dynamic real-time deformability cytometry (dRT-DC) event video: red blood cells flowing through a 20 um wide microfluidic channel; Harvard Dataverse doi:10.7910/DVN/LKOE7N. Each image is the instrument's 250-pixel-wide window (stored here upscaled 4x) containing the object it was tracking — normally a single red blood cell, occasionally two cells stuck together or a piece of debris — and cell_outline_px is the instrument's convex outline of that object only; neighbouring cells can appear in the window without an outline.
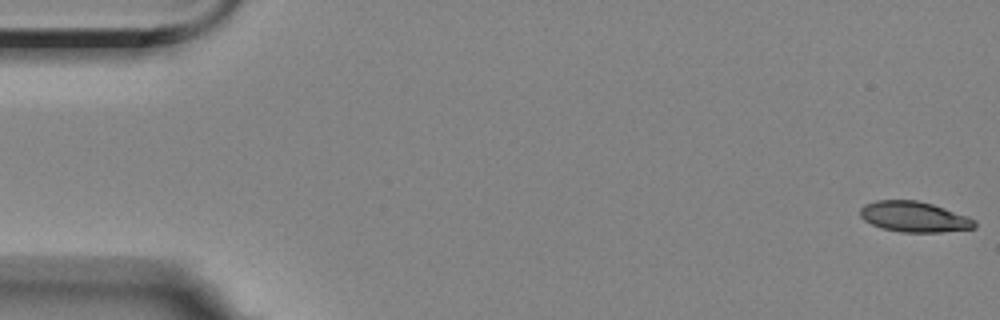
{"species": "Egyptian fruit bat (a non-hibernating species)", "species_latin": "Rousettus aegyptiacus", "temperature_condition": "room temperature", "stored_images_in_passage": 57, "camera_frame_rate_fps": 3000, "um_per_image_px": 0.085, "animal": {"sex": "female"}, "frame": {"image": 1, "passage_image": 1, "time_ms": 0.0, "image_size_px": [1000, 320], "cell_outline_px": [[976, 228], [940, 232], [900, 232], [884, 228], [872, 224], [864, 220], [860, 216], [860, 208], [864, 204], [876, 200], [916, 200], [932, 204], [968, 216], [976, 220]], "centroid_in_image_um": [77.71, 18.42], "position_along_channel_um": 7.3, "area_um2": 20.35}}
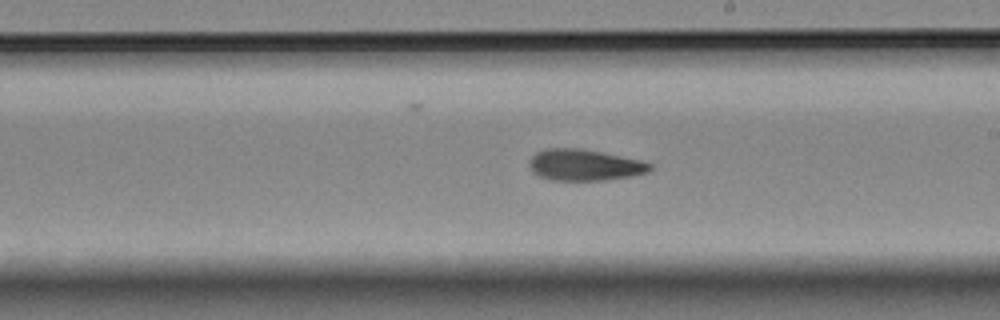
{"frame": {"image": 2, "passage_image": 32, "time_ms": 10.333, "image_size_px": [1000, 320], "cell_outline_px": [[652, 168], [648, 172], [632, 176], [604, 180], [552, 180], [540, 176], [532, 172], [528, 164], [532, 156], [536, 152], [544, 148], [580, 148], [640, 160], [652, 164]], "centroid_in_image_um": [49.65, 14.02], "position_along_channel_um": 239.3, "area_um2": 21.96}}
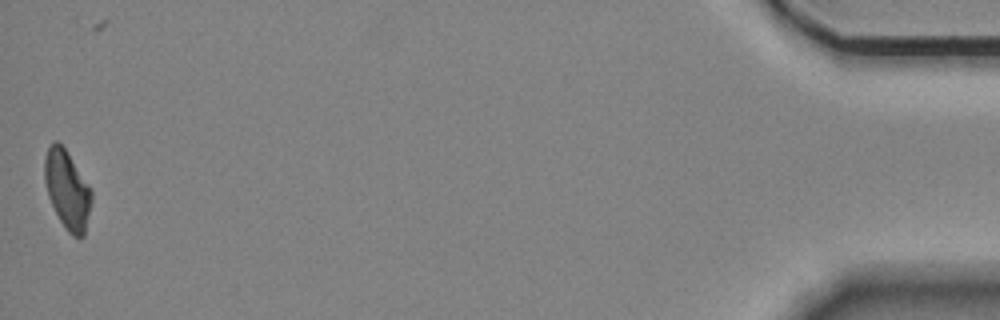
{"frame": {"image": 3, "passage_image": 56, "time_ms": 18.333, "image_size_px": [1000, 320], "cell_outline_px": [[92, 200], [84, 236], [72, 236], [68, 232], [60, 220], [48, 196], [44, 180], [44, 160], [48, 148], [56, 140], [68, 152], [88, 184], [92, 192]], "centroid_in_image_um": [5.71, 16.13], "position_along_channel_um": 429.5, "area_um2": 21.21}, "authors_computed_cell_mechanics": {"area_um2": 21.7906, "velocity_mm_per_s": 3.5493, "shape_relaxation_time_tau1_ms": 4.38, "shape_relaxation_time_tau2_ms": null, "deformation_change_tau1": 0.1695, "deformation_change_tau2": null}}